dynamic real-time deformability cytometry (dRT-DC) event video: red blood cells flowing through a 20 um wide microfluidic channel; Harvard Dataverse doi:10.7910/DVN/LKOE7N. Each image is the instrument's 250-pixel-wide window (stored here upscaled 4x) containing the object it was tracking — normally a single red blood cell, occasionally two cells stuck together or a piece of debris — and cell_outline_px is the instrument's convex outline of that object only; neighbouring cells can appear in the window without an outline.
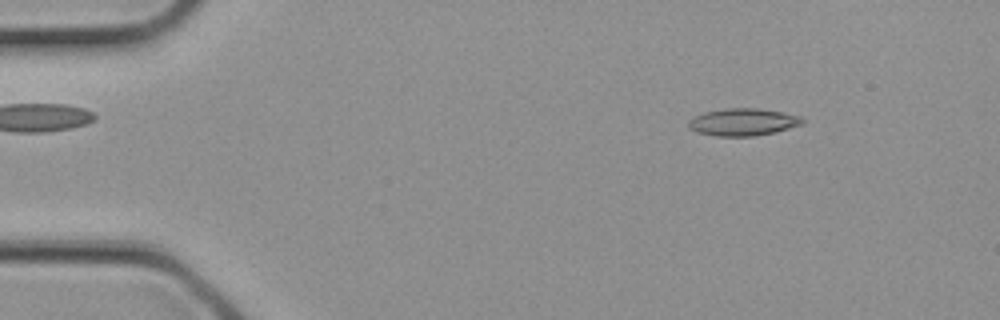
{"species": "common noctule bat (a hibernating species)", "species_latin": "Nyctalus noctula", "temperature_condition": "cold", "stored_images_in_passage": 4, "camera_frame_rate_fps": 3000, "um_per_image_px": 0.085, "animal": {"sex": "female", "body_mass_g": 21.9}, "frame": {"image": 1, "passage_image": 2, "time_ms": 0.333, "image_size_px": [1000, 320], "cell_outline_px": [[808, 120], [804, 124], [776, 132], [752, 136], [716, 136], [696, 132], [688, 128], [688, 120], [704, 112], [728, 108], [756, 108], [784, 112], [800, 116]], "centroid_in_image_um": [63.2, 10.37], "position_along_channel_um": 21.8, "area_um2": 18.32}}